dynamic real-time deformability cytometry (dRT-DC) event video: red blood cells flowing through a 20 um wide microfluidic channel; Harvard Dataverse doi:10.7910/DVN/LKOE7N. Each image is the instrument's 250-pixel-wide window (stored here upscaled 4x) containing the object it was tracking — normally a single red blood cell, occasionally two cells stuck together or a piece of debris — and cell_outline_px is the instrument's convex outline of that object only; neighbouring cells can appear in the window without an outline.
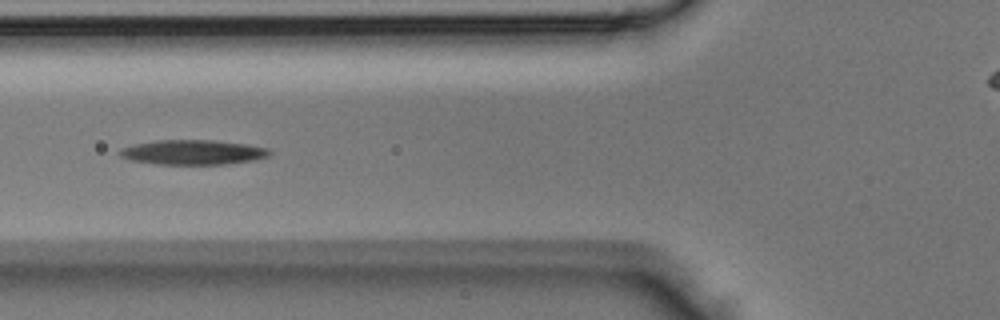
{"species": "Egyptian fruit bat (a non-hibernating species)", "species_latin": "Rousettus aegyptiacus", "temperature_condition": "room temperature", "stored_images_in_passage": 6, "camera_frame_rate_fps": 3000, "um_per_image_px": 0.085, "animal": {"sex": "male"}, "frame": {"image": 1, "passage_image": 5, "time_ms": 1.333, "image_size_px": [1000, 320], "cell_outline_px": [[272, 152], [268, 156], [256, 160], [224, 164], [156, 164], [128, 160], [120, 156], [116, 152], [120, 148], [136, 144], [156, 140], [212, 140], [244, 144], [268, 148]], "centroid_in_image_um": [16.35, 12.95], "position_along_channel_um": 109.4, "area_um2": 21.68}}
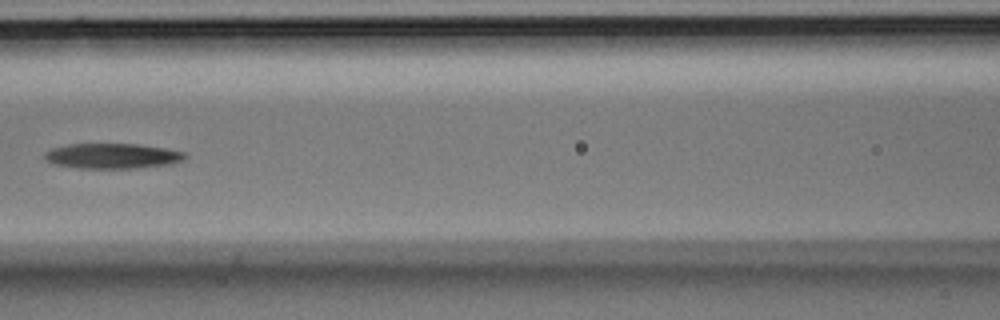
{"frame": {"image": 2, "passage_image": 6, "time_ms": 1.667, "image_size_px": [1000, 320], "cell_outline_px": [[188, 156], [184, 160], [172, 164], [136, 168], [76, 168], [52, 164], [44, 160], [44, 152], [52, 148], [68, 144], [136, 144], [168, 148], [184, 152]], "centroid_in_image_um": [9.55, 13.26], "position_along_channel_um": 157.1, "area_um2": 20.92}}